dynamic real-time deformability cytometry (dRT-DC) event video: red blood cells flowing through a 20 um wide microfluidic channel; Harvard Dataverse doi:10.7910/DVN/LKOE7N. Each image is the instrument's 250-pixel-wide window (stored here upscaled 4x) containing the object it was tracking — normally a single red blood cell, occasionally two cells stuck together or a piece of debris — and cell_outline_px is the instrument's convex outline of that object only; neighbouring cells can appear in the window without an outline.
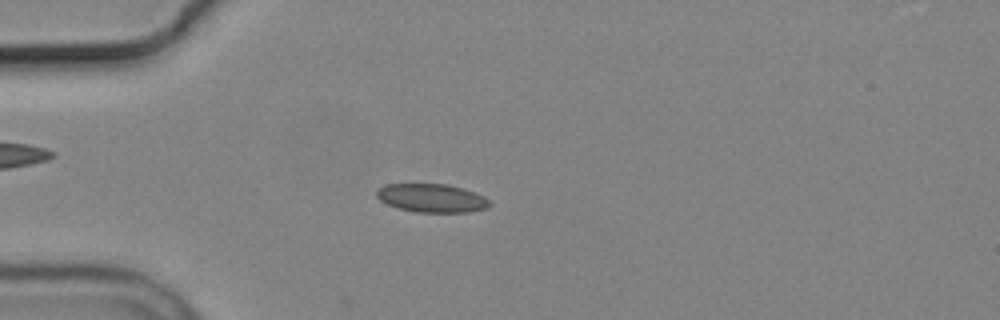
{"species": "common noctule bat (a hibernating species)", "species_latin": "Nyctalus noctula", "temperature_condition": "cold", "stored_images_in_passage": 4, "camera_frame_rate_fps": 3000, "um_per_image_px": 0.085, "animal": {"sex": "male", "body_mass_g": 19.2, "forearm_length_mm": 51.8}, "frame": {"image": 1, "passage_image": 4, "time_ms": 3.333, "image_size_px": [1000, 320], "cell_outline_px": [[492, 204], [488, 208], [468, 212], [416, 212], [400, 208], [388, 204], [380, 200], [376, 196], [376, 192], [384, 184], [448, 184], [464, 188], [476, 192], [484, 196]], "centroid_in_image_um": [36.74, 16.83], "position_along_channel_um": 48.3, "area_um2": 18.79}}